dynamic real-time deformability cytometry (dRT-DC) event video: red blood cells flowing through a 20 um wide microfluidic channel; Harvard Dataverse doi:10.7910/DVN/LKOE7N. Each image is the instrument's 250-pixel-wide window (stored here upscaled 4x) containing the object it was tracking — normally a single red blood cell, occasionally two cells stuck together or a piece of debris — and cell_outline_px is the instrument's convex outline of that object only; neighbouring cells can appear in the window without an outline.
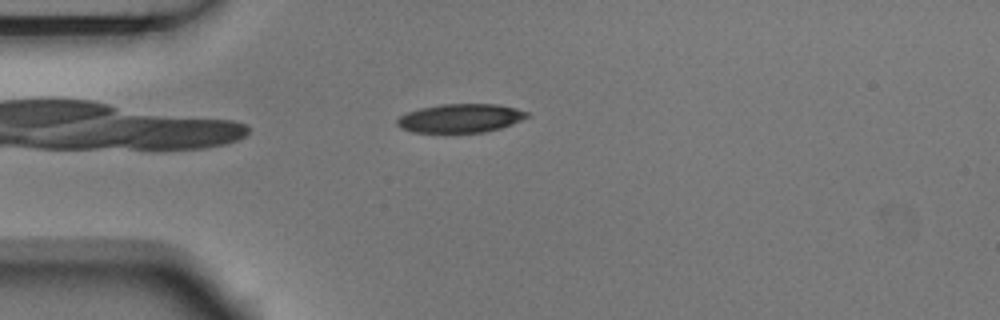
{"species": "Egyptian fruit bat (a non-hibernating species)", "species_latin": "Rousettus aegyptiacus", "temperature_condition": "room temperature", "stored_images_in_passage": 4, "camera_frame_rate_fps": 3000, "um_per_image_px": 0.085, "animal": {"sex": "male"}, "frame": {"image": 1, "passage_image": 2, "time_ms": 0.333, "image_size_px": [1000, 320], "cell_outline_px": [[528, 116], [512, 124], [500, 128], [484, 132], [412, 132], [400, 128], [396, 124], [396, 120], [400, 116], [408, 112], [420, 108], [440, 104], [496, 104], [516, 108], [528, 112]], "centroid_in_image_um": [39.11, 10.04], "position_along_channel_um": 45.9, "area_um2": 21.62}}
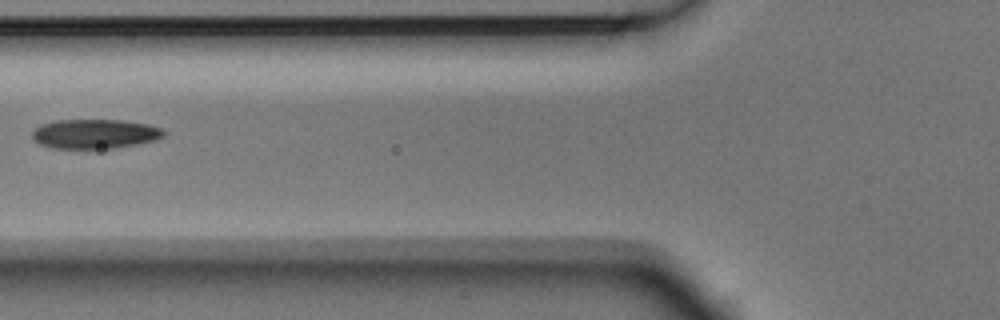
{"frame": {"image": 2, "passage_image": 4, "time_ms": 1.0, "image_size_px": [1000, 320], "cell_outline_px": [[164, 136], [156, 140], [116, 148], [52, 148], [40, 144], [32, 140], [32, 132], [40, 124], [56, 120], [124, 120], [148, 124], [164, 128]], "centroid_in_image_um": [8.06, 11.37], "position_along_channel_um": 117.7, "area_um2": 22.72}}